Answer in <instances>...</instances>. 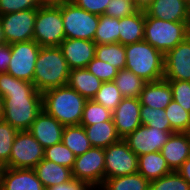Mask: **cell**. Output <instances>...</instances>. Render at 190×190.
<instances>
[{"label":"cell","mask_w":190,"mask_h":190,"mask_svg":"<svg viewBox=\"0 0 190 190\" xmlns=\"http://www.w3.org/2000/svg\"><path fill=\"white\" fill-rule=\"evenodd\" d=\"M43 158L44 148L29 130L18 131L5 167L33 169Z\"/></svg>","instance_id":"9c48e42d"},{"label":"cell","mask_w":190,"mask_h":190,"mask_svg":"<svg viewBox=\"0 0 190 190\" xmlns=\"http://www.w3.org/2000/svg\"><path fill=\"white\" fill-rule=\"evenodd\" d=\"M171 171H177L190 157V133L174 132L160 150Z\"/></svg>","instance_id":"d6986e66"},{"label":"cell","mask_w":190,"mask_h":190,"mask_svg":"<svg viewBox=\"0 0 190 190\" xmlns=\"http://www.w3.org/2000/svg\"><path fill=\"white\" fill-rule=\"evenodd\" d=\"M0 119H2V98L0 97Z\"/></svg>","instance_id":"f5cc1de1"},{"label":"cell","mask_w":190,"mask_h":190,"mask_svg":"<svg viewBox=\"0 0 190 190\" xmlns=\"http://www.w3.org/2000/svg\"><path fill=\"white\" fill-rule=\"evenodd\" d=\"M172 133L174 132L141 125L123 139L137 156H141L160 151Z\"/></svg>","instance_id":"4fadbf2b"},{"label":"cell","mask_w":190,"mask_h":190,"mask_svg":"<svg viewBox=\"0 0 190 190\" xmlns=\"http://www.w3.org/2000/svg\"><path fill=\"white\" fill-rule=\"evenodd\" d=\"M86 101L68 84L42 93L43 110L63 126L80 125Z\"/></svg>","instance_id":"7a4b0ae2"},{"label":"cell","mask_w":190,"mask_h":190,"mask_svg":"<svg viewBox=\"0 0 190 190\" xmlns=\"http://www.w3.org/2000/svg\"><path fill=\"white\" fill-rule=\"evenodd\" d=\"M11 46V59L7 73L15 78L33 83L35 63L40 46L34 41L15 42Z\"/></svg>","instance_id":"8fae6325"},{"label":"cell","mask_w":190,"mask_h":190,"mask_svg":"<svg viewBox=\"0 0 190 190\" xmlns=\"http://www.w3.org/2000/svg\"><path fill=\"white\" fill-rule=\"evenodd\" d=\"M145 11L119 19V40L122 45L133 44L144 40Z\"/></svg>","instance_id":"603a6c76"},{"label":"cell","mask_w":190,"mask_h":190,"mask_svg":"<svg viewBox=\"0 0 190 190\" xmlns=\"http://www.w3.org/2000/svg\"><path fill=\"white\" fill-rule=\"evenodd\" d=\"M172 88V99L182 108L190 112V82L179 80H166Z\"/></svg>","instance_id":"ab89813d"},{"label":"cell","mask_w":190,"mask_h":190,"mask_svg":"<svg viewBox=\"0 0 190 190\" xmlns=\"http://www.w3.org/2000/svg\"><path fill=\"white\" fill-rule=\"evenodd\" d=\"M171 172L160 151L138 156V173L149 181L159 179Z\"/></svg>","instance_id":"d4e9b609"},{"label":"cell","mask_w":190,"mask_h":190,"mask_svg":"<svg viewBox=\"0 0 190 190\" xmlns=\"http://www.w3.org/2000/svg\"><path fill=\"white\" fill-rule=\"evenodd\" d=\"M102 190H149L150 181L140 173L105 179Z\"/></svg>","instance_id":"f1b7e54d"},{"label":"cell","mask_w":190,"mask_h":190,"mask_svg":"<svg viewBox=\"0 0 190 190\" xmlns=\"http://www.w3.org/2000/svg\"><path fill=\"white\" fill-rule=\"evenodd\" d=\"M70 68L59 47H41L33 78L35 88L43 93L68 84Z\"/></svg>","instance_id":"3957f363"},{"label":"cell","mask_w":190,"mask_h":190,"mask_svg":"<svg viewBox=\"0 0 190 190\" xmlns=\"http://www.w3.org/2000/svg\"><path fill=\"white\" fill-rule=\"evenodd\" d=\"M40 0H0V16L8 13L38 9Z\"/></svg>","instance_id":"b9f144b4"},{"label":"cell","mask_w":190,"mask_h":190,"mask_svg":"<svg viewBox=\"0 0 190 190\" xmlns=\"http://www.w3.org/2000/svg\"><path fill=\"white\" fill-rule=\"evenodd\" d=\"M2 119L18 131L29 130L42 111V93L31 82L0 73Z\"/></svg>","instance_id":"6da1fadb"},{"label":"cell","mask_w":190,"mask_h":190,"mask_svg":"<svg viewBox=\"0 0 190 190\" xmlns=\"http://www.w3.org/2000/svg\"><path fill=\"white\" fill-rule=\"evenodd\" d=\"M93 190L87 183L72 179L69 182L48 187L45 190Z\"/></svg>","instance_id":"ee69618b"},{"label":"cell","mask_w":190,"mask_h":190,"mask_svg":"<svg viewBox=\"0 0 190 190\" xmlns=\"http://www.w3.org/2000/svg\"><path fill=\"white\" fill-rule=\"evenodd\" d=\"M102 83L103 82L93 73H90L87 68L70 70L68 85L87 100H92Z\"/></svg>","instance_id":"cb8c5ba5"},{"label":"cell","mask_w":190,"mask_h":190,"mask_svg":"<svg viewBox=\"0 0 190 190\" xmlns=\"http://www.w3.org/2000/svg\"><path fill=\"white\" fill-rule=\"evenodd\" d=\"M188 7V18H189V27H190V0H187Z\"/></svg>","instance_id":"816d5d0a"},{"label":"cell","mask_w":190,"mask_h":190,"mask_svg":"<svg viewBox=\"0 0 190 190\" xmlns=\"http://www.w3.org/2000/svg\"><path fill=\"white\" fill-rule=\"evenodd\" d=\"M149 190H190V184L177 171H172L170 174L150 181Z\"/></svg>","instance_id":"8d00e7d4"},{"label":"cell","mask_w":190,"mask_h":190,"mask_svg":"<svg viewBox=\"0 0 190 190\" xmlns=\"http://www.w3.org/2000/svg\"><path fill=\"white\" fill-rule=\"evenodd\" d=\"M110 1L111 0H71L76 6L99 16L105 14L106 7Z\"/></svg>","instance_id":"7bdbcfd3"},{"label":"cell","mask_w":190,"mask_h":190,"mask_svg":"<svg viewBox=\"0 0 190 190\" xmlns=\"http://www.w3.org/2000/svg\"><path fill=\"white\" fill-rule=\"evenodd\" d=\"M11 59V46L8 43L0 45V73H7Z\"/></svg>","instance_id":"f6af8a7d"},{"label":"cell","mask_w":190,"mask_h":190,"mask_svg":"<svg viewBox=\"0 0 190 190\" xmlns=\"http://www.w3.org/2000/svg\"><path fill=\"white\" fill-rule=\"evenodd\" d=\"M62 142L75 156L84 154L92 147L82 125L65 126Z\"/></svg>","instance_id":"83f0119b"},{"label":"cell","mask_w":190,"mask_h":190,"mask_svg":"<svg viewBox=\"0 0 190 190\" xmlns=\"http://www.w3.org/2000/svg\"><path fill=\"white\" fill-rule=\"evenodd\" d=\"M154 0H133L135 7L140 11H145Z\"/></svg>","instance_id":"7dc6e473"},{"label":"cell","mask_w":190,"mask_h":190,"mask_svg":"<svg viewBox=\"0 0 190 190\" xmlns=\"http://www.w3.org/2000/svg\"><path fill=\"white\" fill-rule=\"evenodd\" d=\"M73 179L87 183L91 188L101 187L105 180L104 148L91 147L76 156L72 167Z\"/></svg>","instance_id":"ba28073f"},{"label":"cell","mask_w":190,"mask_h":190,"mask_svg":"<svg viewBox=\"0 0 190 190\" xmlns=\"http://www.w3.org/2000/svg\"><path fill=\"white\" fill-rule=\"evenodd\" d=\"M70 70L86 68L95 57L96 43L84 39L65 38L59 45Z\"/></svg>","instance_id":"e0dca14e"},{"label":"cell","mask_w":190,"mask_h":190,"mask_svg":"<svg viewBox=\"0 0 190 190\" xmlns=\"http://www.w3.org/2000/svg\"><path fill=\"white\" fill-rule=\"evenodd\" d=\"M105 121H113L112 111L93 100H87L80 125H93Z\"/></svg>","instance_id":"e575fe53"},{"label":"cell","mask_w":190,"mask_h":190,"mask_svg":"<svg viewBox=\"0 0 190 190\" xmlns=\"http://www.w3.org/2000/svg\"><path fill=\"white\" fill-rule=\"evenodd\" d=\"M63 20L65 38L94 41L100 16L68 2L59 6Z\"/></svg>","instance_id":"52a82bcc"},{"label":"cell","mask_w":190,"mask_h":190,"mask_svg":"<svg viewBox=\"0 0 190 190\" xmlns=\"http://www.w3.org/2000/svg\"><path fill=\"white\" fill-rule=\"evenodd\" d=\"M139 98H123L112 112L117 134L123 139L141 126Z\"/></svg>","instance_id":"9a60e30c"},{"label":"cell","mask_w":190,"mask_h":190,"mask_svg":"<svg viewBox=\"0 0 190 190\" xmlns=\"http://www.w3.org/2000/svg\"><path fill=\"white\" fill-rule=\"evenodd\" d=\"M76 156L63 142L44 149V159L72 169Z\"/></svg>","instance_id":"d590c367"},{"label":"cell","mask_w":190,"mask_h":190,"mask_svg":"<svg viewBox=\"0 0 190 190\" xmlns=\"http://www.w3.org/2000/svg\"><path fill=\"white\" fill-rule=\"evenodd\" d=\"M6 43L5 37H4V33H3V27H2V23L0 20V45Z\"/></svg>","instance_id":"681fc988"},{"label":"cell","mask_w":190,"mask_h":190,"mask_svg":"<svg viewBox=\"0 0 190 190\" xmlns=\"http://www.w3.org/2000/svg\"><path fill=\"white\" fill-rule=\"evenodd\" d=\"M137 11L133 0H111L104 15L120 19L133 15Z\"/></svg>","instance_id":"60d3db41"},{"label":"cell","mask_w":190,"mask_h":190,"mask_svg":"<svg viewBox=\"0 0 190 190\" xmlns=\"http://www.w3.org/2000/svg\"><path fill=\"white\" fill-rule=\"evenodd\" d=\"M119 33V18L101 15L94 42L96 44L118 43Z\"/></svg>","instance_id":"4dcf8cb0"},{"label":"cell","mask_w":190,"mask_h":190,"mask_svg":"<svg viewBox=\"0 0 190 190\" xmlns=\"http://www.w3.org/2000/svg\"><path fill=\"white\" fill-rule=\"evenodd\" d=\"M65 39L61 8L41 6L36 9L33 40L40 47H59Z\"/></svg>","instance_id":"8992f818"},{"label":"cell","mask_w":190,"mask_h":190,"mask_svg":"<svg viewBox=\"0 0 190 190\" xmlns=\"http://www.w3.org/2000/svg\"><path fill=\"white\" fill-rule=\"evenodd\" d=\"M189 35V22H171L145 17L144 40L164 55Z\"/></svg>","instance_id":"5b68a950"},{"label":"cell","mask_w":190,"mask_h":190,"mask_svg":"<svg viewBox=\"0 0 190 190\" xmlns=\"http://www.w3.org/2000/svg\"><path fill=\"white\" fill-rule=\"evenodd\" d=\"M33 169L45 189L73 179L70 168L44 158Z\"/></svg>","instance_id":"7402d4cb"},{"label":"cell","mask_w":190,"mask_h":190,"mask_svg":"<svg viewBox=\"0 0 190 190\" xmlns=\"http://www.w3.org/2000/svg\"><path fill=\"white\" fill-rule=\"evenodd\" d=\"M36 9L8 13L0 16L6 43L33 40Z\"/></svg>","instance_id":"7c38bea8"},{"label":"cell","mask_w":190,"mask_h":190,"mask_svg":"<svg viewBox=\"0 0 190 190\" xmlns=\"http://www.w3.org/2000/svg\"><path fill=\"white\" fill-rule=\"evenodd\" d=\"M165 112L170 126L175 132L190 133V112L182 108L180 104L173 99L165 108Z\"/></svg>","instance_id":"d6a6232c"},{"label":"cell","mask_w":190,"mask_h":190,"mask_svg":"<svg viewBox=\"0 0 190 190\" xmlns=\"http://www.w3.org/2000/svg\"><path fill=\"white\" fill-rule=\"evenodd\" d=\"M177 172L190 184V157L183 162Z\"/></svg>","instance_id":"bcb514c9"},{"label":"cell","mask_w":190,"mask_h":190,"mask_svg":"<svg viewBox=\"0 0 190 190\" xmlns=\"http://www.w3.org/2000/svg\"><path fill=\"white\" fill-rule=\"evenodd\" d=\"M65 126L43 109L32 123L29 132L44 149L62 142Z\"/></svg>","instance_id":"2e32d148"},{"label":"cell","mask_w":190,"mask_h":190,"mask_svg":"<svg viewBox=\"0 0 190 190\" xmlns=\"http://www.w3.org/2000/svg\"><path fill=\"white\" fill-rule=\"evenodd\" d=\"M0 190H45L34 169L7 168L2 173Z\"/></svg>","instance_id":"ac0fdd59"},{"label":"cell","mask_w":190,"mask_h":190,"mask_svg":"<svg viewBox=\"0 0 190 190\" xmlns=\"http://www.w3.org/2000/svg\"><path fill=\"white\" fill-rule=\"evenodd\" d=\"M141 105L165 109L172 101V88L165 79L147 82L139 96Z\"/></svg>","instance_id":"44dd1931"},{"label":"cell","mask_w":190,"mask_h":190,"mask_svg":"<svg viewBox=\"0 0 190 190\" xmlns=\"http://www.w3.org/2000/svg\"><path fill=\"white\" fill-rule=\"evenodd\" d=\"M140 118L143 126L155 127L167 132H175L170 126L165 109H153L149 106L141 105Z\"/></svg>","instance_id":"1f68e13d"},{"label":"cell","mask_w":190,"mask_h":190,"mask_svg":"<svg viewBox=\"0 0 190 190\" xmlns=\"http://www.w3.org/2000/svg\"><path fill=\"white\" fill-rule=\"evenodd\" d=\"M86 68L102 82L113 81L119 71L113 65L96 57L88 63Z\"/></svg>","instance_id":"f35d334b"},{"label":"cell","mask_w":190,"mask_h":190,"mask_svg":"<svg viewBox=\"0 0 190 190\" xmlns=\"http://www.w3.org/2000/svg\"><path fill=\"white\" fill-rule=\"evenodd\" d=\"M163 79L190 82V35L164 55Z\"/></svg>","instance_id":"5bb4252c"},{"label":"cell","mask_w":190,"mask_h":190,"mask_svg":"<svg viewBox=\"0 0 190 190\" xmlns=\"http://www.w3.org/2000/svg\"><path fill=\"white\" fill-rule=\"evenodd\" d=\"M105 179L138 172V156L124 139L104 148Z\"/></svg>","instance_id":"30bf717a"},{"label":"cell","mask_w":190,"mask_h":190,"mask_svg":"<svg viewBox=\"0 0 190 190\" xmlns=\"http://www.w3.org/2000/svg\"><path fill=\"white\" fill-rule=\"evenodd\" d=\"M187 0H154L145 10V17L171 22H189Z\"/></svg>","instance_id":"ffe728a7"},{"label":"cell","mask_w":190,"mask_h":190,"mask_svg":"<svg viewBox=\"0 0 190 190\" xmlns=\"http://www.w3.org/2000/svg\"><path fill=\"white\" fill-rule=\"evenodd\" d=\"M70 1L71 0H40V3L42 6H60Z\"/></svg>","instance_id":"c3c4849f"},{"label":"cell","mask_w":190,"mask_h":190,"mask_svg":"<svg viewBox=\"0 0 190 190\" xmlns=\"http://www.w3.org/2000/svg\"><path fill=\"white\" fill-rule=\"evenodd\" d=\"M18 130L0 119V162L5 166L9 162L14 138Z\"/></svg>","instance_id":"74e56055"},{"label":"cell","mask_w":190,"mask_h":190,"mask_svg":"<svg viewBox=\"0 0 190 190\" xmlns=\"http://www.w3.org/2000/svg\"><path fill=\"white\" fill-rule=\"evenodd\" d=\"M92 147L106 148L118 142L121 137L117 134L114 121H105L93 125H82Z\"/></svg>","instance_id":"484cf974"},{"label":"cell","mask_w":190,"mask_h":190,"mask_svg":"<svg viewBox=\"0 0 190 190\" xmlns=\"http://www.w3.org/2000/svg\"><path fill=\"white\" fill-rule=\"evenodd\" d=\"M5 166L0 162V183H1V178H2V173L4 170Z\"/></svg>","instance_id":"f907efd6"},{"label":"cell","mask_w":190,"mask_h":190,"mask_svg":"<svg viewBox=\"0 0 190 190\" xmlns=\"http://www.w3.org/2000/svg\"><path fill=\"white\" fill-rule=\"evenodd\" d=\"M95 57L108 62L118 70L125 69L126 51L121 43L96 44Z\"/></svg>","instance_id":"f546056e"},{"label":"cell","mask_w":190,"mask_h":190,"mask_svg":"<svg viewBox=\"0 0 190 190\" xmlns=\"http://www.w3.org/2000/svg\"><path fill=\"white\" fill-rule=\"evenodd\" d=\"M126 66L146 82L160 81L164 77V54L145 40L125 45Z\"/></svg>","instance_id":"277c9868"},{"label":"cell","mask_w":190,"mask_h":190,"mask_svg":"<svg viewBox=\"0 0 190 190\" xmlns=\"http://www.w3.org/2000/svg\"><path fill=\"white\" fill-rule=\"evenodd\" d=\"M113 82L124 98H139L147 83L143 78L127 69L119 70Z\"/></svg>","instance_id":"4316f807"},{"label":"cell","mask_w":190,"mask_h":190,"mask_svg":"<svg viewBox=\"0 0 190 190\" xmlns=\"http://www.w3.org/2000/svg\"><path fill=\"white\" fill-rule=\"evenodd\" d=\"M123 98L124 97L121 95L115 83L113 81H108L102 83L92 100L113 112Z\"/></svg>","instance_id":"836d02e7"}]
</instances>
